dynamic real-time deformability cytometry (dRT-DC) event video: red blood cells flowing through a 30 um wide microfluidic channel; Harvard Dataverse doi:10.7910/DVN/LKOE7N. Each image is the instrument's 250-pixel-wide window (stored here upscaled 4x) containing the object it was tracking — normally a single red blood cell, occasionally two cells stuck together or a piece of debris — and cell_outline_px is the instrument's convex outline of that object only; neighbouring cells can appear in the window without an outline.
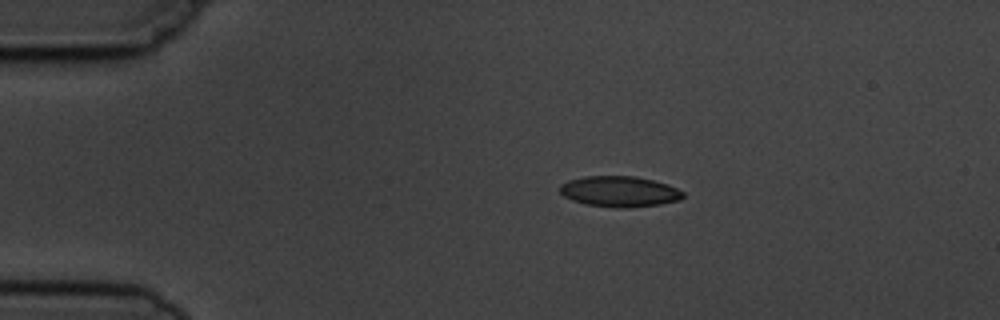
{"species": "common noctule bat (a hibernating species)", "species_latin": "Nyctalus noctula", "temperature_condition": "cold", "stored_images_in_passage": 9, "camera_frame_rate_fps": 3000, "um_per_image_px": 0.085, "animal": {"sex": "male", "body_mass_g": 19.5, "forearm_length_mm": 54.6}, "frame": {"image": 1, "passage_image": 1, "time_ms": 0.0, "image_size_px": [1000, 320], "cell_outline_px": [[684, 196], [680, 200], [660, 204], [628, 208], [616, 208], [584, 204], [572, 200], [564, 196], [560, 192], [560, 184], [568, 180], [584, 176], [636, 176], [668, 184], [684, 192]], "centroid_in_image_um": [52.65, 16.28], "position_along_channel_um": 32.4, "area_um2": 22.2}}
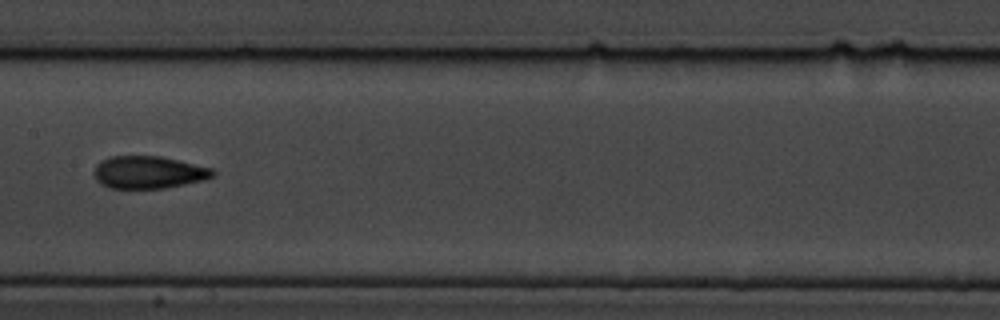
{"frame": {"image": 2, "passage_image": 6, "time_ms": 5.667, "image_size_px": [1000, 320], "cell_outline_px": [[216, 176], [204, 180], [164, 188], [108, 188], [100, 184], [96, 180], [92, 172], [96, 164], [100, 160], [108, 156], [160, 156], [180, 160], [212, 168], [216, 172]], "centroid_in_image_um": [12.6, 14.64], "position_along_channel_um": 194.8, "area_um2": 22.83}}
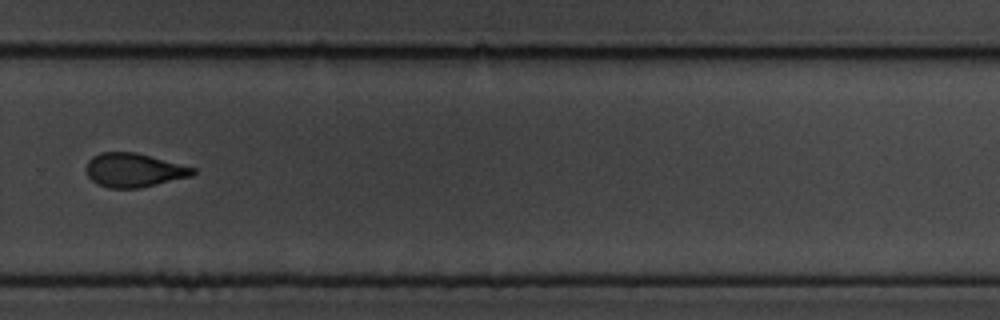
{"frame": {"image": 3, "passage_image": 9, "time_ms": 9.0, "image_size_px": [1000, 320], "cell_outline_px": [[196, 172], [192, 176], [140, 188], [108, 188], [96, 184], [88, 176], [84, 168], [88, 160], [92, 156], [100, 152], [136, 152], [196, 168]], "centroid_in_image_um": [11.35, 14.46], "position_along_channel_um": 318.5, "area_um2": 21.27}}